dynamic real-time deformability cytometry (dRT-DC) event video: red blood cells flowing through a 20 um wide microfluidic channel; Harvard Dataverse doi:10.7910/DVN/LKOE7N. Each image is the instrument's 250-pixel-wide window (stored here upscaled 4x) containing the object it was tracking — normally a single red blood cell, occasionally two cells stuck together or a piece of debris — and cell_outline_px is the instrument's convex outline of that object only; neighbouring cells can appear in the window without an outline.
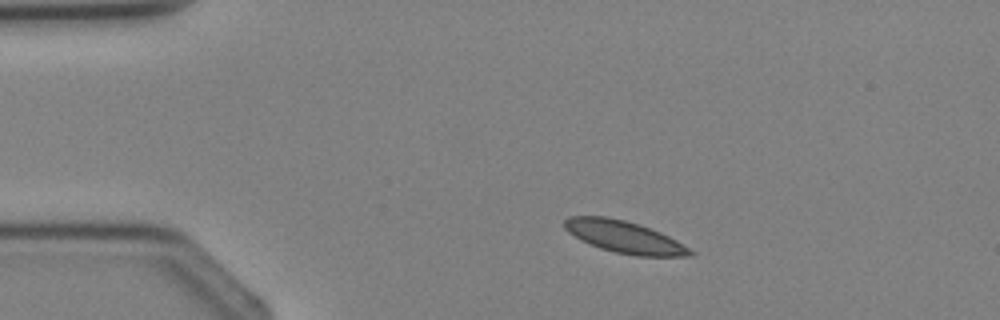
{"species": "Egyptian fruit bat (a non-hibernating species)", "species_latin": "Rousettus aegyptiacus", "temperature_condition": "cold", "stored_images_in_passage": 3, "camera_frame_rate_fps": 3000, "um_per_image_px": 0.085, "animal": {"sex": "female"}, "frame": {"image": 1, "passage_image": 2, "time_ms": 1.0, "image_size_px": [1000, 320], "cell_outline_px": [[696, 252], [692, 256], [636, 256], [616, 252], [600, 248], [568, 232], [564, 228], [564, 220], [568, 216], [608, 216], [640, 224], [660, 232], [676, 240]], "centroid_in_image_um": [53.1, 20.13], "position_along_channel_um": 31.9, "area_um2": 23.29}}